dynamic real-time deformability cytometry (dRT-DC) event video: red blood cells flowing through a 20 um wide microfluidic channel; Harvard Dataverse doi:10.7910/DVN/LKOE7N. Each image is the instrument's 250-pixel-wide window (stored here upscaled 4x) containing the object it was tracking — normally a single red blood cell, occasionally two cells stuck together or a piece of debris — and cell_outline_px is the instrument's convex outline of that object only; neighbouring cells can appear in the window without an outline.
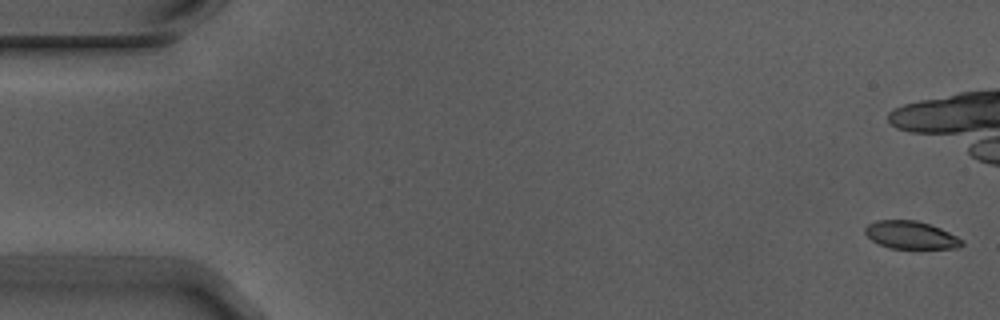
{"species": "Egyptian fruit bat (a non-hibernating species)", "species_latin": "Rousettus aegyptiacus", "temperature_condition": "warm", "stored_images_in_passage": 2, "camera_frame_rate_fps": 3000, "um_per_image_px": 0.085, "animal": {"sex": "male"}, "frame": {"image": 1, "passage_image": 2, "time_ms": 0.333, "image_size_px": [1000, 320], "cell_outline_px": [[964, 244], [956, 248], [888, 248], [872, 240], [864, 232], [864, 228], [868, 224], [876, 220], [916, 220], [940, 228], [964, 240]], "centroid_in_image_um": [77.41, 19.97], "position_along_channel_um": 7.6, "area_um2": 15.55}}